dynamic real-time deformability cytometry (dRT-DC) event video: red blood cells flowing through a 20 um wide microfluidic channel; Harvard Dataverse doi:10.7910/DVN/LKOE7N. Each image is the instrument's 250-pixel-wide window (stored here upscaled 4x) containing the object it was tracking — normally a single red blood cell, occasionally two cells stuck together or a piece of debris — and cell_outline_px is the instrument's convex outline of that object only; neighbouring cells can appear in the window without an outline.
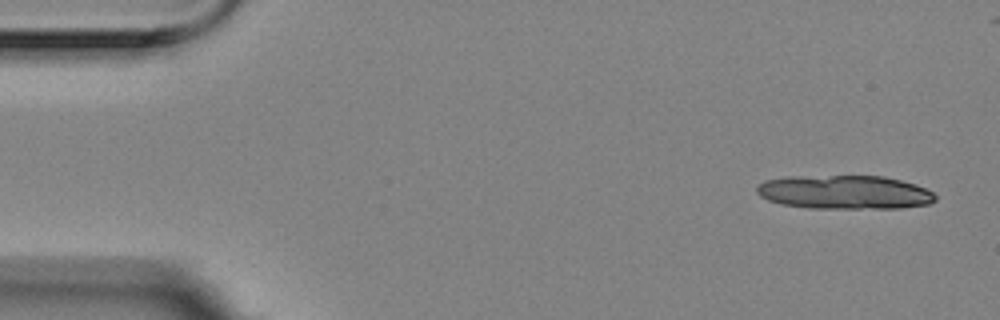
{"species": "Egyptian fruit bat (a non-hibernating species)", "species_latin": "Rousettus aegyptiacus", "temperature_condition": "room temperature", "stored_images_in_passage": 5, "camera_frame_rate_fps": 3000, "um_per_image_px": 0.085, "animal": {"sex": "female"}, "frame": {"image": 1, "passage_image": 1, "time_ms": 0.0, "image_size_px": [1000, 320], "cell_outline_px": [[936, 200], [928, 204], [900, 208], [808, 208], [780, 204], [768, 200], [760, 196], [756, 192], [756, 188], [764, 180], [788, 176], [884, 176], [916, 184], [932, 192], [936, 196]], "centroid_in_image_um": [71.77, 16.34], "position_along_channel_um": 13.2, "area_um2": 35.32}}
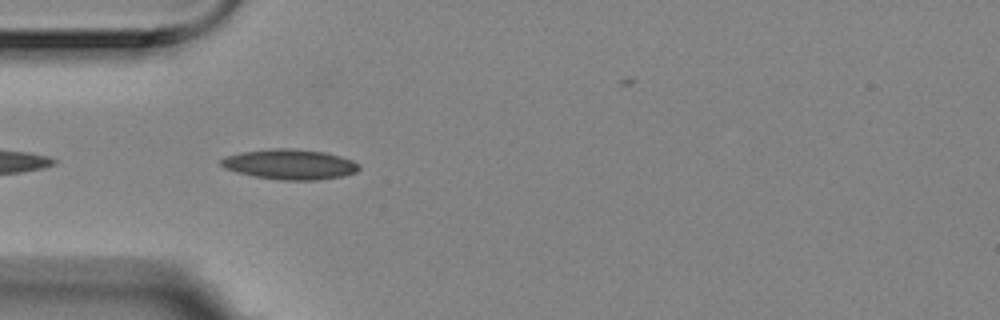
{"frame": {"image": 2, "passage_image": 5, "time_ms": 1.333, "image_size_px": [1000, 320], "cell_outline_px": [[360, 168], [356, 172], [344, 176], [316, 180], [280, 180], [256, 176], [224, 168], [220, 164], [220, 160], [224, 156], [240, 152], [272, 148], [296, 148], [324, 152], [340, 156], [352, 160], [360, 164]], "centroid_in_image_um": [24.65, 13.96], "position_along_channel_um": 60.3, "area_um2": 24.33}}